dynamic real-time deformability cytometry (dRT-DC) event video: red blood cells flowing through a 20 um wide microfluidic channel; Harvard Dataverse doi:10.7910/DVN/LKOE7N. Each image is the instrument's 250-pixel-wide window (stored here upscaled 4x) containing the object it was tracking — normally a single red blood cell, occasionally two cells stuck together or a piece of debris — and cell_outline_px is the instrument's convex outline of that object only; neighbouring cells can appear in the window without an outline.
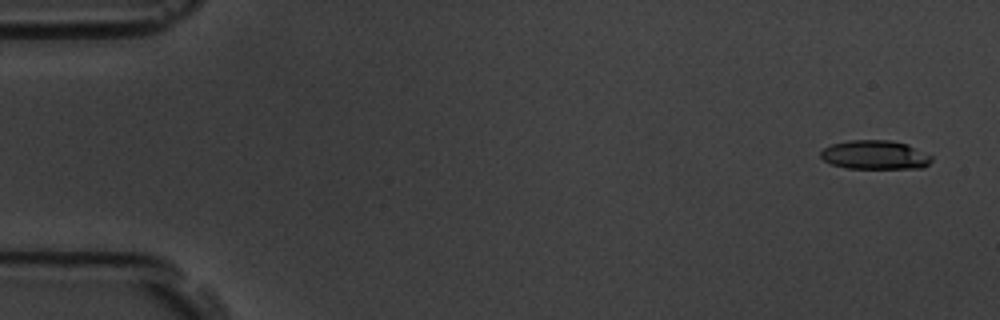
{"species": "common noctule bat (a hibernating species)", "species_latin": "Nyctalus noctula", "temperature_condition": "room temperature", "stored_images_in_passage": 4, "camera_frame_rate_fps": 3000, "um_per_image_px": 0.085, "animal": {"sex": "male", "body_mass_g": 19.5, "forearm_length_mm": 54.6}, "frame": {"image": 1, "passage_image": 1, "time_ms": 0.0, "image_size_px": [1000, 320], "cell_outline_px": [[932, 160], [924, 168], [848, 168], [832, 164], [824, 160], [820, 156], [820, 152], [824, 148], [832, 144], [852, 140], [892, 140], [908, 144], [932, 156]], "centroid_in_image_um": [74.39, 13.16], "position_along_channel_um": 10.6, "area_um2": 18.67}}